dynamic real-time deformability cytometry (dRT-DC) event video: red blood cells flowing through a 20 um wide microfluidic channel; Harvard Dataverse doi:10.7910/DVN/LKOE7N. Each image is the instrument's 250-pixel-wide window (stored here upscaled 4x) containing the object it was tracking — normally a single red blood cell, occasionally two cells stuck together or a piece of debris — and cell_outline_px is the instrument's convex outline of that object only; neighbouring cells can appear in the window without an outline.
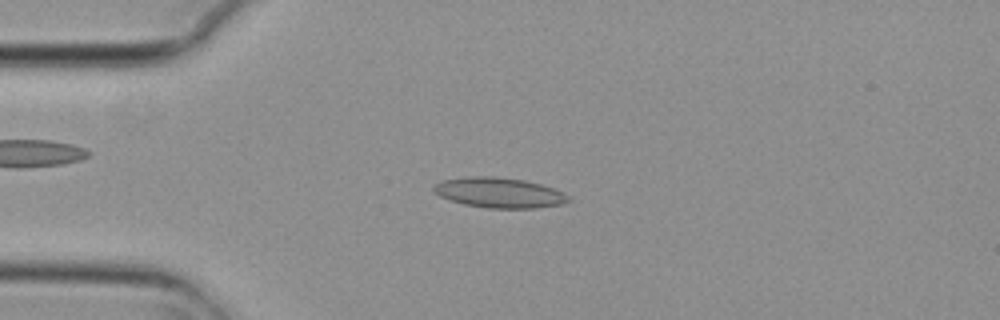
{"species": "common noctule bat (a hibernating species)", "species_latin": "Nyctalus noctula", "temperature_condition": "cold", "stored_images_in_passage": 8, "camera_frame_rate_fps": 3000, "um_per_image_px": 0.085, "animal": {"sex": "female", "body_mass_g": 29.2, "forearm_length_mm": 56.3}, "frame": {"image": 1, "passage_image": 2, "time_ms": 0.333, "image_size_px": [1000, 320], "cell_outline_px": [[572, 200], [560, 204], [536, 208], [488, 208], [464, 204], [440, 196], [432, 192], [432, 184], [444, 180], [468, 176], [492, 176], [524, 180], [540, 184], [564, 192]], "centroid_in_image_um": [42.4, 16.37], "position_along_channel_um": 42.6, "area_um2": 23.7}}
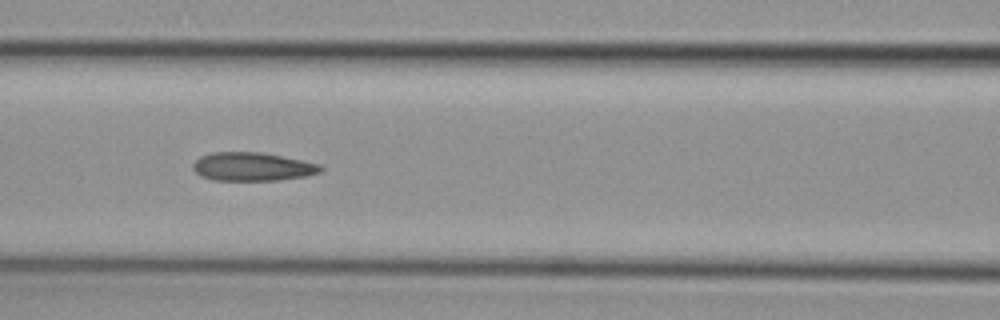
{"frame": {"image": 2, "passage_image": 5, "time_ms": 1.333, "image_size_px": [1000, 320], "cell_outline_px": [[324, 168], [320, 172], [308, 176], [276, 180], [212, 180], [200, 176], [192, 168], [192, 164], [200, 156], [212, 152], [260, 152], [320, 164]], "centroid_in_image_um": [21.43, 14.17], "position_along_channel_um": 145.2, "area_um2": 21.15}}
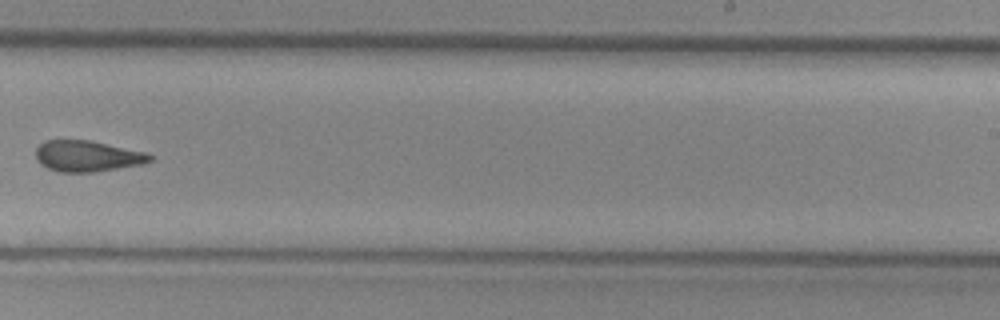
{"frame": {"image": 3, "passage_image": 8, "time_ms": 2.333, "image_size_px": [1000, 320], "cell_outline_px": [[152, 160], [140, 164], [92, 172], [56, 172], [40, 164], [36, 160], [36, 148], [44, 140], [88, 140], [144, 152], [152, 156]], "centroid_in_image_um": [7.34, 13.27], "position_along_channel_um": 281.7, "area_um2": 20.35}}